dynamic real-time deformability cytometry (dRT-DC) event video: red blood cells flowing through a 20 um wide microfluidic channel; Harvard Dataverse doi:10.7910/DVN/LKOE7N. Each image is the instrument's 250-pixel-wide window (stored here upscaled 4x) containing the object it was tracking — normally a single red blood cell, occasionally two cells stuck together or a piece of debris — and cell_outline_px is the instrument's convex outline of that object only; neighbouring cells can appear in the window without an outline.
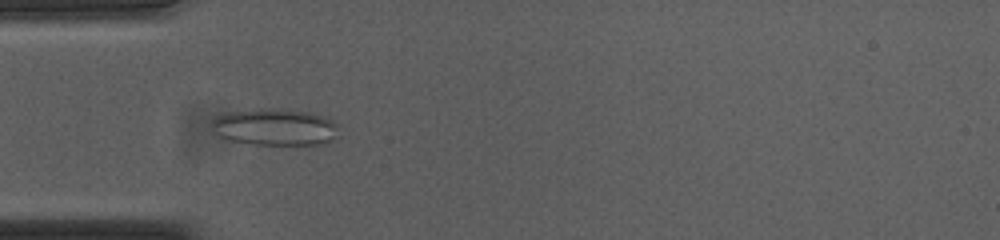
{"species": "common noctule bat (a hibernating species)", "species_latin": "Nyctalus noctula", "temperature_condition": "cold", "stored_images_in_passage": 55, "camera_frame_rate_fps": 3000, "um_per_image_px": 0.085, "animal": {"sex": "female", "body_mass_g": 23.0, "forearm_length_mm": 53.4}, "frame": {"image": 1, "passage_image": 17, "time_ms": 5.333, "image_size_px": [1000, 240], "cell_outline_px": [[336, 124], [332, 136], [328, 140], [316, 144], [252, 144], [232, 140], [208, 132], [208, 124], [216, 116], [260, 108], [308, 112], [332, 120]], "centroid_in_image_um": [23.2, 10.8], "position_along_channel_um": 61.8, "area_um2": 26.41}}
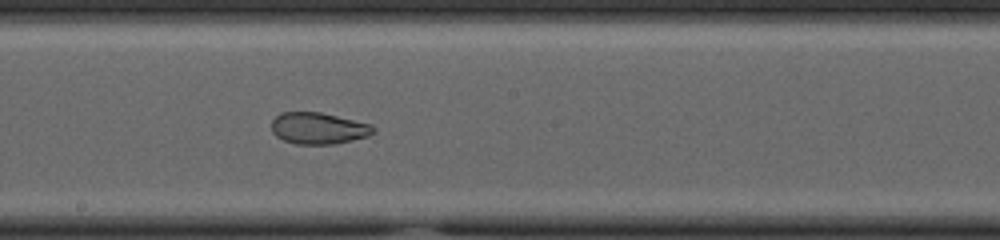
{"frame": {"image": 2, "passage_image": 30, "time_ms": 9.667, "image_size_px": [1000, 240], "cell_outline_px": [[376, 132], [368, 136], [352, 140], [332, 144], [296, 144], [284, 140], [276, 136], [272, 132], [272, 120], [280, 112], [320, 112], [372, 124], [376, 128]], "centroid_in_image_um": [27.08, 10.9], "position_along_channel_um": 221.1, "area_um2": 18.79}}
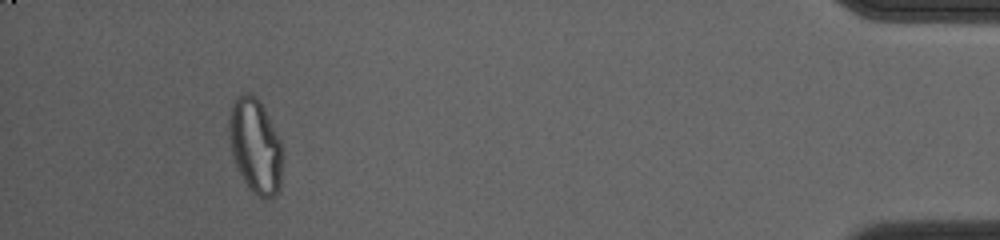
{"frame": {"image": 3, "passage_image": 51, "time_ms": 16.667, "image_size_px": [1000, 240], "cell_outline_px": [[280, 184], [276, 192], [272, 196], [260, 196], [252, 192], [248, 188], [232, 156], [228, 132], [228, 120], [232, 104], [244, 92], [248, 92], [256, 96], [260, 100], [280, 140]], "centroid_in_image_um": [21.66, 12.34], "position_along_channel_um": 413.5, "area_um2": 28.78}, "authors_computed_cell_mechanics": {"area_um2": 25.6054, "velocity_mm_per_s": 3.7121, "shape_relaxation_time_tau1_ms": null, "shape_relaxation_time_tau2_ms": 1.5493, "deformation_change_tau1": null, "deformation_change_tau2": 0.0641}}